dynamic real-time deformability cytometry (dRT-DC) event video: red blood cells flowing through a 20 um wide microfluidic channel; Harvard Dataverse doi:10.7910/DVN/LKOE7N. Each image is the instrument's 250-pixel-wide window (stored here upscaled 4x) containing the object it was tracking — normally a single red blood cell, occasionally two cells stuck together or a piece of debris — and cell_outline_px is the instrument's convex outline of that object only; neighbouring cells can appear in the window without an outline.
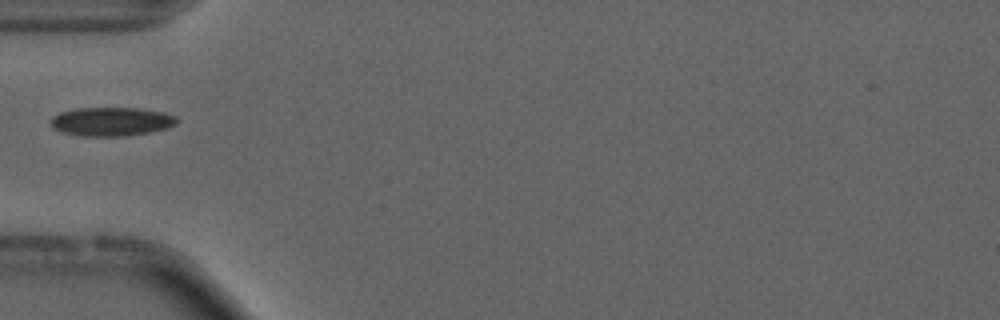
{"species": "common noctule bat (a hibernating species)", "species_latin": "Nyctalus noctula", "temperature_condition": "cold", "stored_images_in_passage": 38, "camera_frame_rate_fps": 3000, "um_per_image_px": 0.085, "animal": {"sex": "male", "forearm_length_mm": 52.5}, "frame": {"image": 1, "passage_image": 1, "time_ms": 0.0, "image_size_px": [1000, 320], "cell_outline_px": [[176, 124], [168, 128], [148, 132], [124, 136], [80, 136], [60, 132], [52, 128], [52, 116], [60, 112], [76, 108], [140, 108], [160, 112], [176, 116]], "centroid_in_image_um": [9.42, 10.34], "position_along_channel_um": 75.6, "area_um2": 21.1}}